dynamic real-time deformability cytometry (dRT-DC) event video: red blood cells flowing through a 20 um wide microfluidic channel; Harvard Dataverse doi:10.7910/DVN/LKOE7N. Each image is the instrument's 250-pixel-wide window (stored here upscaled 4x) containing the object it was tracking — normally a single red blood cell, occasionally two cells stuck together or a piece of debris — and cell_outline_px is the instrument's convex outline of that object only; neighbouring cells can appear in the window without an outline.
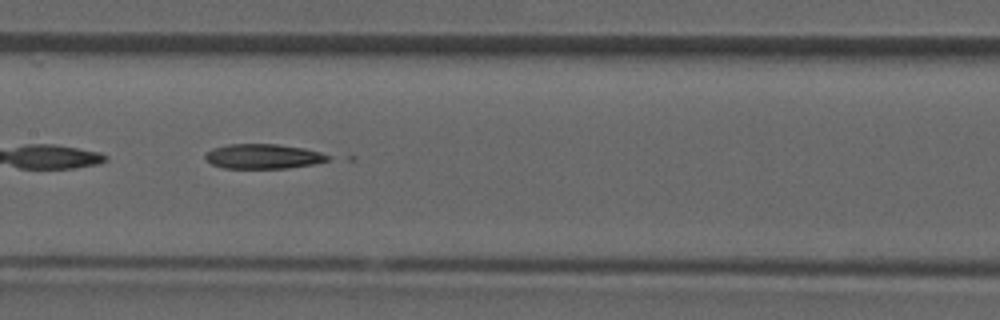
{"species": "common noctule bat (a hibernating species)", "species_latin": "Nyctalus noctula", "temperature_condition": "room temperature", "stored_images_in_passage": 37, "camera_frame_rate_fps": 3000, "um_per_image_px": 0.085, "animal": {"sex": "male", "forearm_length_mm": 52.5}, "frame": {"image": 1, "passage_image": 18, "time_ms": 5.667, "image_size_px": [1000, 320], "cell_outline_px": [[332, 156], [328, 160], [316, 164], [288, 168], [224, 168], [212, 164], [204, 156], [212, 148], [228, 144], [276, 144], [304, 148], [320, 152]], "centroid_in_image_um": [22.41, 13.29], "position_along_channel_um": 185.0, "area_um2": 17.69}}